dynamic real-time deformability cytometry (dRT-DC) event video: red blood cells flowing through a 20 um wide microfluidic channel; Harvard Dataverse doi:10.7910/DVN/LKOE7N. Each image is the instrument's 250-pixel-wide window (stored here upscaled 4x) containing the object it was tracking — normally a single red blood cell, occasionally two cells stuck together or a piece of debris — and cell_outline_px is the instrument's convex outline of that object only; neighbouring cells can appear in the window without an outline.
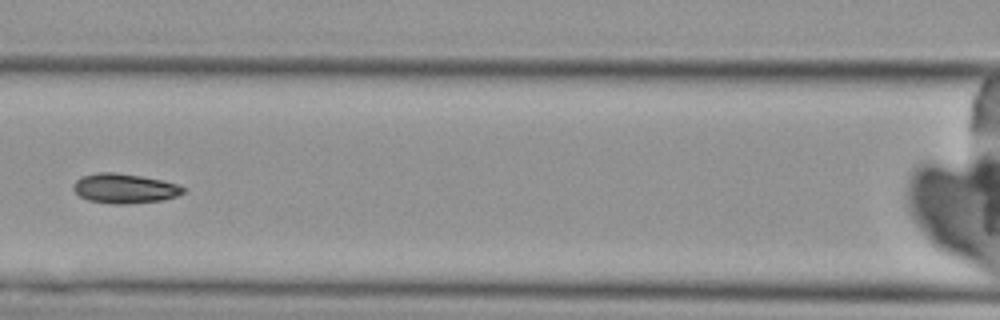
{"species": "Egyptian fruit bat (a non-hibernating species)", "species_latin": "Rousettus aegyptiacus", "temperature_condition": "cold", "stored_images_in_passage": 7, "camera_frame_rate_fps": 3000, "um_per_image_px": 0.085, "animal": {"sex": "female"}, "frame": {"image": 1, "passage_image": 7, "time_ms": 7.0, "image_size_px": [1000, 320], "cell_outline_px": [[184, 192], [176, 196], [160, 200], [128, 204], [112, 204], [88, 200], [80, 196], [72, 188], [72, 184], [76, 180], [84, 176], [96, 172], [116, 172], [164, 180], [176, 184], [184, 188]], "centroid_in_image_um": [10.55, 16.01], "position_along_channel_um": 156.0, "area_um2": 18.9}}